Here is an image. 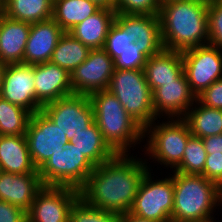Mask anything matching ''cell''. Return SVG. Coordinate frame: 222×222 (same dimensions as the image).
Masks as SVG:
<instances>
[{"mask_svg":"<svg viewBox=\"0 0 222 222\" xmlns=\"http://www.w3.org/2000/svg\"><path fill=\"white\" fill-rule=\"evenodd\" d=\"M129 155L117 154L94 168L79 190L88 205L118 215L130 212L140 182L150 166L145 159Z\"/></svg>","mask_w":222,"mask_h":222,"instance_id":"6da1fadb","label":"cell"},{"mask_svg":"<svg viewBox=\"0 0 222 222\" xmlns=\"http://www.w3.org/2000/svg\"><path fill=\"white\" fill-rule=\"evenodd\" d=\"M103 49L115 69H144L146 59L164 49L158 14L116 13Z\"/></svg>","mask_w":222,"mask_h":222,"instance_id":"7a4b0ae2","label":"cell"},{"mask_svg":"<svg viewBox=\"0 0 222 222\" xmlns=\"http://www.w3.org/2000/svg\"><path fill=\"white\" fill-rule=\"evenodd\" d=\"M208 4L177 0L161 5L158 16L164 49L183 52L208 44Z\"/></svg>","mask_w":222,"mask_h":222,"instance_id":"3957f363","label":"cell"},{"mask_svg":"<svg viewBox=\"0 0 222 222\" xmlns=\"http://www.w3.org/2000/svg\"><path fill=\"white\" fill-rule=\"evenodd\" d=\"M172 173L174 206L171 222L213 221V211L222 205V189L203 175Z\"/></svg>","mask_w":222,"mask_h":222,"instance_id":"277c9868","label":"cell"},{"mask_svg":"<svg viewBox=\"0 0 222 222\" xmlns=\"http://www.w3.org/2000/svg\"><path fill=\"white\" fill-rule=\"evenodd\" d=\"M89 97L93 106L94 122L105 141L117 154H128L132 146L134 148L143 141L146 137L144 128L126 112L115 95L108 90H102L91 93Z\"/></svg>","mask_w":222,"mask_h":222,"instance_id":"5b68a950","label":"cell"},{"mask_svg":"<svg viewBox=\"0 0 222 222\" xmlns=\"http://www.w3.org/2000/svg\"><path fill=\"white\" fill-rule=\"evenodd\" d=\"M107 90L117 97L126 112L144 129L158 119L154 113L152 91L143 69H114Z\"/></svg>","mask_w":222,"mask_h":222,"instance_id":"8992f818","label":"cell"},{"mask_svg":"<svg viewBox=\"0 0 222 222\" xmlns=\"http://www.w3.org/2000/svg\"><path fill=\"white\" fill-rule=\"evenodd\" d=\"M174 119L167 118L166 122L159 124L154 120L144 129V136L149 135L144 153L160 165L169 166L172 171L181 163L188 139L192 136L183 118Z\"/></svg>","mask_w":222,"mask_h":222,"instance_id":"52a82bcc","label":"cell"},{"mask_svg":"<svg viewBox=\"0 0 222 222\" xmlns=\"http://www.w3.org/2000/svg\"><path fill=\"white\" fill-rule=\"evenodd\" d=\"M95 166L72 143L52 154L38 170L44 186L72 187L80 190Z\"/></svg>","mask_w":222,"mask_h":222,"instance_id":"ba28073f","label":"cell"},{"mask_svg":"<svg viewBox=\"0 0 222 222\" xmlns=\"http://www.w3.org/2000/svg\"><path fill=\"white\" fill-rule=\"evenodd\" d=\"M150 171L142 178L129 213L155 222H171L174 206L173 177L154 180Z\"/></svg>","mask_w":222,"mask_h":222,"instance_id":"9c48e42d","label":"cell"},{"mask_svg":"<svg viewBox=\"0 0 222 222\" xmlns=\"http://www.w3.org/2000/svg\"><path fill=\"white\" fill-rule=\"evenodd\" d=\"M181 54L184 73L196 97L222 78V49L207 44L188 49Z\"/></svg>","mask_w":222,"mask_h":222,"instance_id":"30bf717a","label":"cell"},{"mask_svg":"<svg viewBox=\"0 0 222 222\" xmlns=\"http://www.w3.org/2000/svg\"><path fill=\"white\" fill-rule=\"evenodd\" d=\"M29 153L39 170L52 154L69 143L66 134L41 110L32 114L25 133Z\"/></svg>","mask_w":222,"mask_h":222,"instance_id":"8fae6325","label":"cell"},{"mask_svg":"<svg viewBox=\"0 0 222 222\" xmlns=\"http://www.w3.org/2000/svg\"><path fill=\"white\" fill-rule=\"evenodd\" d=\"M42 111L66 134L85 130L94 122V111L89 95L72 94L42 106Z\"/></svg>","mask_w":222,"mask_h":222,"instance_id":"7c38bea8","label":"cell"},{"mask_svg":"<svg viewBox=\"0 0 222 222\" xmlns=\"http://www.w3.org/2000/svg\"><path fill=\"white\" fill-rule=\"evenodd\" d=\"M80 191L72 187L44 186L36 195L27 222H69L72 205Z\"/></svg>","mask_w":222,"mask_h":222,"instance_id":"4fadbf2b","label":"cell"},{"mask_svg":"<svg viewBox=\"0 0 222 222\" xmlns=\"http://www.w3.org/2000/svg\"><path fill=\"white\" fill-rule=\"evenodd\" d=\"M114 69V60L103 48L91 49L87 59L70 74L73 94L107 90Z\"/></svg>","mask_w":222,"mask_h":222,"instance_id":"5bb4252c","label":"cell"},{"mask_svg":"<svg viewBox=\"0 0 222 222\" xmlns=\"http://www.w3.org/2000/svg\"><path fill=\"white\" fill-rule=\"evenodd\" d=\"M0 97L16 104L32 114L42 110V106L37 102L34 85V65L11 64L6 65Z\"/></svg>","mask_w":222,"mask_h":222,"instance_id":"9a60e30c","label":"cell"},{"mask_svg":"<svg viewBox=\"0 0 222 222\" xmlns=\"http://www.w3.org/2000/svg\"><path fill=\"white\" fill-rule=\"evenodd\" d=\"M152 97L157 118L161 115L169 119L183 118L196 101L185 73L174 82L162 83L152 92Z\"/></svg>","mask_w":222,"mask_h":222,"instance_id":"2e32d148","label":"cell"},{"mask_svg":"<svg viewBox=\"0 0 222 222\" xmlns=\"http://www.w3.org/2000/svg\"><path fill=\"white\" fill-rule=\"evenodd\" d=\"M34 85L41 106L73 94L71 75L51 61L34 64Z\"/></svg>","mask_w":222,"mask_h":222,"instance_id":"e0dca14e","label":"cell"},{"mask_svg":"<svg viewBox=\"0 0 222 222\" xmlns=\"http://www.w3.org/2000/svg\"><path fill=\"white\" fill-rule=\"evenodd\" d=\"M63 34V29L53 19L31 24L23 63L34 65L50 61Z\"/></svg>","mask_w":222,"mask_h":222,"instance_id":"ac0fdd59","label":"cell"},{"mask_svg":"<svg viewBox=\"0 0 222 222\" xmlns=\"http://www.w3.org/2000/svg\"><path fill=\"white\" fill-rule=\"evenodd\" d=\"M44 187L39 173H0V200L28 212L37 193Z\"/></svg>","mask_w":222,"mask_h":222,"instance_id":"d6986e66","label":"cell"},{"mask_svg":"<svg viewBox=\"0 0 222 222\" xmlns=\"http://www.w3.org/2000/svg\"><path fill=\"white\" fill-rule=\"evenodd\" d=\"M30 27V23L0 13V62L5 65L23 63Z\"/></svg>","mask_w":222,"mask_h":222,"instance_id":"ffe728a7","label":"cell"},{"mask_svg":"<svg viewBox=\"0 0 222 222\" xmlns=\"http://www.w3.org/2000/svg\"><path fill=\"white\" fill-rule=\"evenodd\" d=\"M0 168L12 174L38 173L25 135H0Z\"/></svg>","mask_w":222,"mask_h":222,"instance_id":"44dd1931","label":"cell"},{"mask_svg":"<svg viewBox=\"0 0 222 222\" xmlns=\"http://www.w3.org/2000/svg\"><path fill=\"white\" fill-rule=\"evenodd\" d=\"M143 70L150 90L153 92L162 83L174 82L184 73L182 54L163 49L146 59Z\"/></svg>","mask_w":222,"mask_h":222,"instance_id":"7402d4cb","label":"cell"},{"mask_svg":"<svg viewBox=\"0 0 222 222\" xmlns=\"http://www.w3.org/2000/svg\"><path fill=\"white\" fill-rule=\"evenodd\" d=\"M114 9L100 8L73 27L69 33L90 49H102L110 26L115 21Z\"/></svg>","mask_w":222,"mask_h":222,"instance_id":"603a6c76","label":"cell"},{"mask_svg":"<svg viewBox=\"0 0 222 222\" xmlns=\"http://www.w3.org/2000/svg\"><path fill=\"white\" fill-rule=\"evenodd\" d=\"M69 142L74 144L95 167L117 155L105 141L95 122L85 128V130L76 132Z\"/></svg>","mask_w":222,"mask_h":222,"instance_id":"cb8c5ba5","label":"cell"},{"mask_svg":"<svg viewBox=\"0 0 222 222\" xmlns=\"http://www.w3.org/2000/svg\"><path fill=\"white\" fill-rule=\"evenodd\" d=\"M195 106V107H193ZM183 119L187 122L194 137L205 138L222 134V110L205 106L197 100Z\"/></svg>","mask_w":222,"mask_h":222,"instance_id":"d4e9b609","label":"cell"},{"mask_svg":"<svg viewBox=\"0 0 222 222\" xmlns=\"http://www.w3.org/2000/svg\"><path fill=\"white\" fill-rule=\"evenodd\" d=\"M2 13L13 20L30 24L52 19L53 0H5Z\"/></svg>","mask_w":222,"mask_h":222,"instance_id":"484cf974","label":"cell"},{"mask_svg":"<svg viewBox=\"0 0 222 222\" xmlns=\"http://www.w3.org/2000/svg\"><path fill=\"white\" fill-rule=\"evenodd\" d=\"M101 7L91 0H53L52 19L69 32Z\"/></svg>","mask_w":222,"mask_h":222,"instance_id":"4316f807","label":"cell"},{"mask_svg":"<svg viewBox=\"0 0 222 222\" xmlns=\"http://www.w3.org/2000/svg\"><path fill=\"white\" fill-rule=\"evenodd\" d=\"M90 50L89 47L74 38L69 32H64L53 51L50 61L71 74L76 67L87 59Z\"/></svg>","mask_w":222,"mask_h":222,"instance_id":"83f0119b","label":"cell"},{"mask_svg":"<svg viewBox=\"0 0 222 222\" xmlns=\"http://www.w3.org/2000/svg\"><path fill=\"white\" fill-rule=\"evenodd\" d=\"M32 113L0 97V135H25Z\"/></svg>","mask_w":222,"mask_h":222,"instance_id":"f1b7e54d","label":"cell"},{"mask_svg":"<svg viewBox=\"0 0 222 222\" xmlns=\"http://www.w3.org/2000/svg\"><path fill=\"white\" fill-rule=\"evenodd\" d=\"M206 156L203 140L191 136L186 144L181 163L173 171L201 175L204 171Z\"/></svg>","mask_w":222,"mask_h":222,"instance_id":"f546056e","label":"cell"},{"mask_svg":"<svg viewBox=\"0 0 222 222\" xmlns=\"http://www.w3.org/2000/svg\"><path fill=\"white\" fill-rule=\"evenodd\" d=\"M119 215L88 205L79 197L72 205L69 222H118Z\"/></svg>","mask_w":222,"mask_h":222,"instance_id":"4dcf8cb0","label":"cell"},{"mask_svg":"<svg viewBox=\"0 0 222 222\" xmlns=\"http://www.w3.org/2000/svg\"><path fill=\"white\" fill-rule=\"evenodd\" d=\"M208 44L222 49V0L208 4Z\"/></svg>","mask_w":222,"mask_h":222,"instance_id":"1f68e13d","label":"cell"},{"mask_svg":"<svg viewBox=\"0 0 222 222\" xmlns=\"http://www.w3.org/2000/svg\"><path fill=\"white\" fill-rule=\"evenodd\" d=\"M161 5L158 0H116L114 10L123 14H158Z\"/></svg>","mask_w":222,"mask_h":222,"instance_id":"d6a6232c","label":"cell"},{"mask_svg":"<svg viewBox=\"0 0 222 222\" xmlns=\"http://www.w3.org/2000/svg\"><path fill=\"white\" fill-rule=\"evenodd\" d=\"M196 100L205 106L222 110V78L213 82Z\"/></svg>","mask_w":222,"mask_h":222,"instance_id":"836d02e7","label":"cell"},{"mask_svg":"<svg viewBox=\"0 0 222 222\" xmlns=\"http://www.w3.org/2000/svg\"><path fill=\"white\" fill-rule=\"evenodd\" d=\"M222 189V153L207 154L204 171L201 174Z\"/></svg>","mask_w":222,"mask_h":222,"instance_id":"e575fe53","label":"cell"},{"mask_svg":"<svg viewBox=\"0 0 222 222\" xmlns=\"http://www.w3.org/2000/svg\"><path fill=\"white\" fill-rule=\"evenodd\" d=\"M0 222H27V212L16 205L0 200Z\"/></svg>","mask_w":222,"mask_h":222,"instance_id":"d590c367","label":"cell"},{"mask_svg":"<svg viewBox=\"0 0 222 222\" xmlns=\"http://www.w3.org/2000/svg\"><path fill=\"white\" fill-rule=\"evenodd\" d=\"M204 148L207 154H221L222 153V134L211 135L202 138Z\"/></svg>","mask_w":222,"mask_h":222,"instance_id":"8d00e7d4","label":"cell"},{"mask_svg":"<svg viewBox=\"0 0 222 222\" xmlns=\"http://www.w3.org/2000/svg\"><path fill=\"white\" fill-rule=\"evenodd\" d=\"M118 222H155L132 215L131 213L120 214Z\"/></svg>","mask_w":222,"mask_h":222,"instance_id":"74e56055","label":"cell"},{"mask_svg":"<svg viewBox=\"0 0 222 222\" xmlns=\"http://www.w3.org/2000/svg\"><path fill=\"white\" fill-rule=\"evenodd\" d=\"M101 8L114 9L116 0H91Z\"/></svg>","mask_w":222,"mask_h":222,"instance_id":"f35d334b","label":"cell"},{"mask_svg":"<svg viewBox=\"0 0 222 222\" xmlns=\"http://www.w3.org/2000/svg\"><path fill=\"white\" fill-rule=\"evenodd\" d=\"M6 65L0 62V90H1V84H2V78H3V72Z\"/></svg>","mask_w":222,"mask_h":222,"instance_id":"ab89813d","label":"cell"},{"mask_svg":"<svg viewBox=\"0 0 222 222\" xmlns=\"http://www.w3.org/2000/svg\"><path fill=\"white\" fill-rule=\"evenodd\" d=\"M160 5L166 4L168 2L177 1V0H158Z\"/></svg>","mask_w":222,"mask_h":222,"instance_id":"60d3db41","label":"cell"},{"mask_svg":"<svg viewBox=\"0 0 222 222\" xmlns=\"http://www.w3.org/2000/svg\"><path fill=\"white\" fill-rule=\"evenodd\" d=\"M0 12H2V1L0 0Z\"/></svg>","mask_w":222,"mask_h":222,"instance_id":"b9f144b4","label":"cell"}]
</instances>
